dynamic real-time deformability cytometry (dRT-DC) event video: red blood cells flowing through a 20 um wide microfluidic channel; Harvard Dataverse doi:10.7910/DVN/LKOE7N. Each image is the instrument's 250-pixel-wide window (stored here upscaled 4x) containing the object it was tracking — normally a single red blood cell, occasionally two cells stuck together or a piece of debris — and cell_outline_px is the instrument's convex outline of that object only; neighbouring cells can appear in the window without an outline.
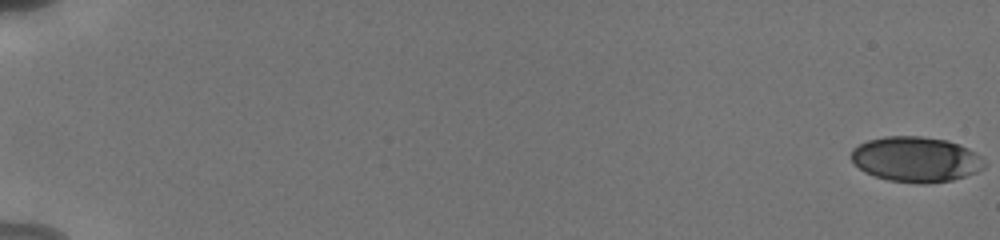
{"species": "human", "species_latin": "Homo sapiens", "temperature_condition": "cold", "stored_images_in_passage": 56, "camera_frame_rate_fps": 3000, "um_per_image_px": 0.085, "donor": {"sex": "male"}, "frame": {"image": 1, "passage_image": 1, "time_ms": 0.0, "image_size_px": [1000, 240], "cell_outline_px": [[984, 168], [976, 172], [952, 180], [924, 184], [916, 184], [888, 180], [864, 172], [852, 160], [852, 148], [868, 140], [884, 136], [920, 136], [948, 140], [960, 144], [976, 152], [984, 160]], "centroid_in_image_um": [77.87, 13.54], "position_along_channel_um": 7.1, "area_um2": 35.2}}
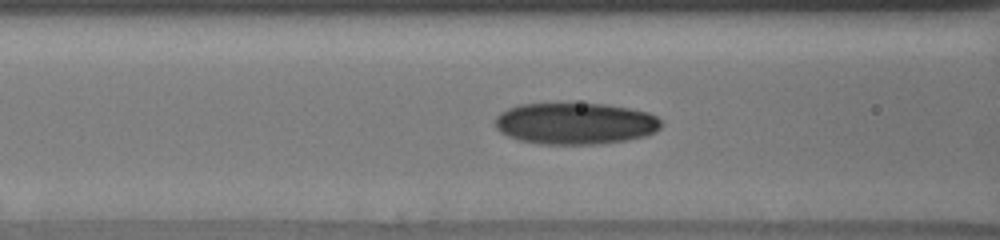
{"frame": {"image": 2, "passage_image": 26, "time_ms": 8.333, "image_size_px": [1000, 240], "cell_outline_px": [[660, 128], [656, 132], [644, 136], [624, 140], [600, 144], [540, 144], [520, 140], [508, 136], [500, 132], [496, 128], [496, 116], [500, 112], [508, 108], [520, 104], [604, 104], [628, 108], [648, 112], [656, 116], [660, 120]], "centroid_in_image_um": [48.88, 10.5], "position_along_channel_um": 117.7, "area_um2": 40.11}}
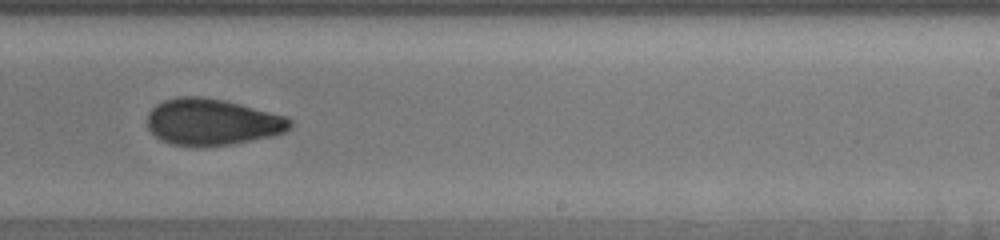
{"frame": {"image": 3, "passage_image": 38, "time_ms": 12.333, "image_size_px": [1000, 240], "cell_outline_px": [[292, 124], [284, 132], [272, 136], [236, 144], [200, 148], [196, 148], [172, 144], [160, 140], [148, 128], [148, 112], [156, 104], [164, 100], [176, 96], [200, 96], [224, 100], [288, 116], [292, 120]], "centroid_in_image_um": [18.03, 10.39], "position_along_channel_um": 271.0, "area_um2": 39.3}, "authors_computed_cell_mechanics": {"area_um2": 37.0498, "velocity_mm_per_s": 3.8383, "shape_relaxation_time_tau1_ms": 7.0854, "shape_relaxation_time_tau2_ms": 2.3446, "deformation_change_tau1": 0.1765, "deformation_change_tau2": 0.0722}}